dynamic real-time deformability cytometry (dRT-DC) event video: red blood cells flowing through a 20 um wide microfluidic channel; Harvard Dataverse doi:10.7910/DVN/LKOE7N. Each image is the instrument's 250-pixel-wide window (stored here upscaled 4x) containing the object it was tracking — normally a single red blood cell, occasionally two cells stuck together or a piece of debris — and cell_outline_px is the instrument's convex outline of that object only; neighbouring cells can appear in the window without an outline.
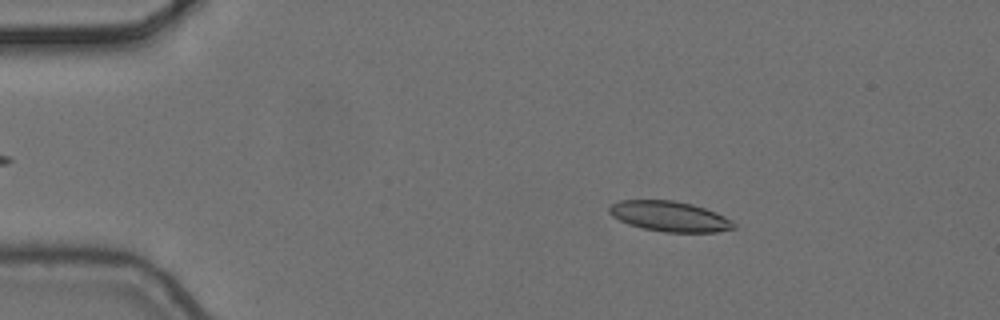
{"species": "common noctule bat (a hibernating species)", "species_latin": "Nyctalus noctula", "temperature_condition": "cold", "stored_images_in_passage": 5, "camera_frame_rate_fps": 3000, "um_per_image_px": 0.085, "animal": {"sex": "female", "body_mass_g": 24.6, "forearm_length_mm": 56.2}, "frame": {"image": 1, "passage_image": 3, "time_ms": 0.667, "image_size_px": [1000, 320], "cell_outline_px": [[736, 228], [716, 232], [664, 232], [644, 228], [628, 224], [612, 216], [608, 212], [608, 208], [612, 204], [620, 200], [672, 200], [692, 204], [716, 212], [732, 220], [736, 224]], "centroid_in_image_um": [56.93, 18.39], "position_along_channel_um": 28.1, "area_um2": 21.96}}